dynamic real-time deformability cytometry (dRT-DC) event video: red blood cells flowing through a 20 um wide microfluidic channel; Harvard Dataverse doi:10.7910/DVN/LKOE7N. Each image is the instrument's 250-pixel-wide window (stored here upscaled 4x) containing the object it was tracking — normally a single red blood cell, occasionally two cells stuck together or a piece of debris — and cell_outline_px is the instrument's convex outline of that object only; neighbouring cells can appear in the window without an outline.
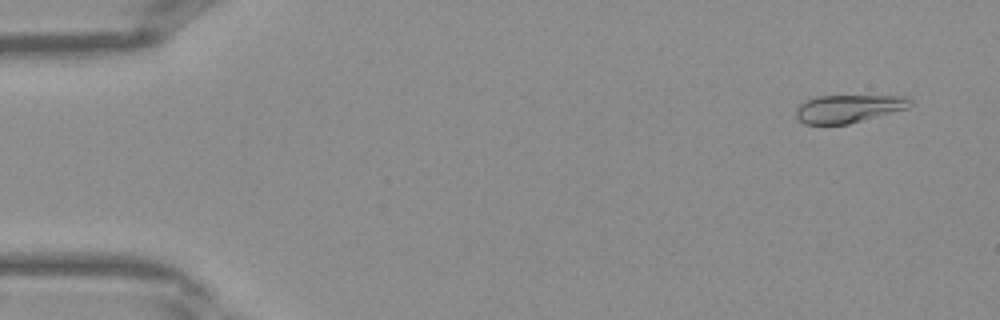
{"species": "Egyptian fruit bat (a non-hibernating species)", "species_latin": "Rousettus aegyptiacus", "temperature_condition": "warm", "stored_images_in_passage": 8, "camera_frame_rate_fps": 3000, "um_per_image_px": 0.085, "frame": {"image": 1, "passage_image": 3, "time_ms": 0.667, "image_size_px": [1000, 320], "cell_outline_px": [[912, 104], [908, 108], [848, 124], [804, 124], [796, 116], [796, 108], [800, 104], [816, 96], [908, 96], [912, 100]], "centroid_in_image_um": [72.13, 9.23], "position_along_channel_um": 12.9, "area_um2": 18.44}}